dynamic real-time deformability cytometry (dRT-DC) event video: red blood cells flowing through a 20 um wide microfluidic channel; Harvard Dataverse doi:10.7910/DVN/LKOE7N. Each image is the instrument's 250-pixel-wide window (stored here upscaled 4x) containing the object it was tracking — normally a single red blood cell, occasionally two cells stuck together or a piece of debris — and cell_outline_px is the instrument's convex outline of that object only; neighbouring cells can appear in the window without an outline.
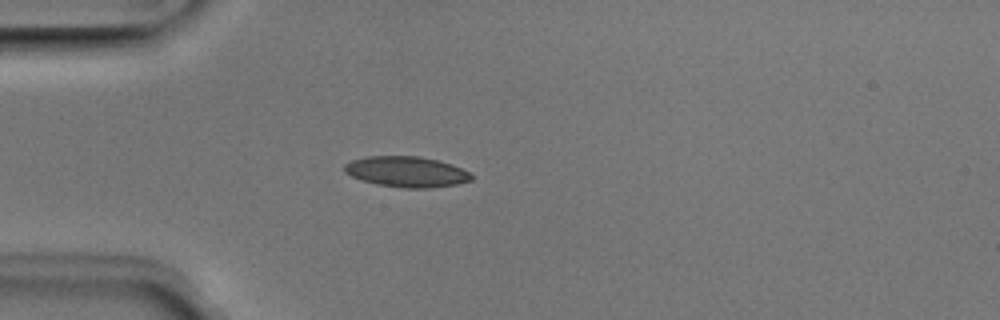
{"species": "Egyptian fruit bat (a non-hibernating species)", "species_latin": "Rousettus aegyptiacus", "temperature_condition": "room temperature", "stored_images_in_passage": 38, "camera_frame_rate_fps": 3000, "um_per_image_px": 0.085, "animal": {"sex": "male"}, "frame": {"image": 1, "passage_image": 1, "time_ms": 0.0, "image_size_px": [1000, 320], "cell_outline_px": [[472, 180], [456, 184], [432, 188], [404, 188], [376, 184], [352, 176], [344, 172], [344, 164], [352, 160], [368, 156], [420, 156], [452, 164], [468, 172], [472, 176]], "centroid_in_image_um": [34.55, 14.6], "position_along_channel_um": 50.5, "area_um2": 22.54}}
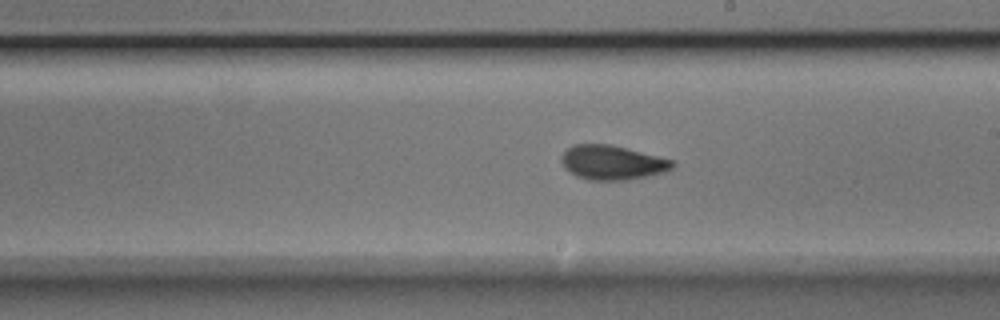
{"frame": {"image": 2, "passage_image": 16, "time_ms": 5.0, "image_size_px": [1000, 320], "cell_outline_px": [[676, 164], [668, 172], [648, 176], [624, 180], [588, 180], [576, 176], [564, 168], [560, 160], [560, 156], [572, 144], [612, 144], [672, 160]], "centroid_in_image_um": [52.02, 13.82], "position_along_channel_um": 237.0, "area_um2": 22.43}}
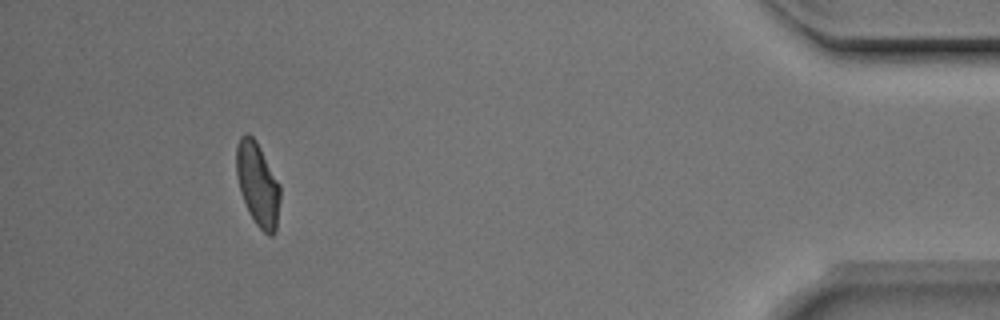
{"frame": {"image": 3, "passage_image": 34, "time_ms": 11.0, "image_size_px": [1000, 320], "cell_outline_px": [[280, 200], [276, 232], [272, 236], [268, 236], [256, 224], [240, 192], [236, 172], [236, 148], [240, 136], [244, 132], [248, 132], [256, 140], [280, 184]], "centroid_in_image_um": [21.91, 15.63], "position_along_channel_um": 413.3, "area_um2": 21.33}, "authors_computed_cell_mechanics": {"area_um2": 21.7617, "velocity_mm_per_s": 3.9714, "shape_relaxation_time_tau1_ms": 7.1011, "shape_relaxation_time_tau2_ms": 1.5217, "deformation_change_tau1": 0.1751, "deformation_change_tau2": 0.0718}}